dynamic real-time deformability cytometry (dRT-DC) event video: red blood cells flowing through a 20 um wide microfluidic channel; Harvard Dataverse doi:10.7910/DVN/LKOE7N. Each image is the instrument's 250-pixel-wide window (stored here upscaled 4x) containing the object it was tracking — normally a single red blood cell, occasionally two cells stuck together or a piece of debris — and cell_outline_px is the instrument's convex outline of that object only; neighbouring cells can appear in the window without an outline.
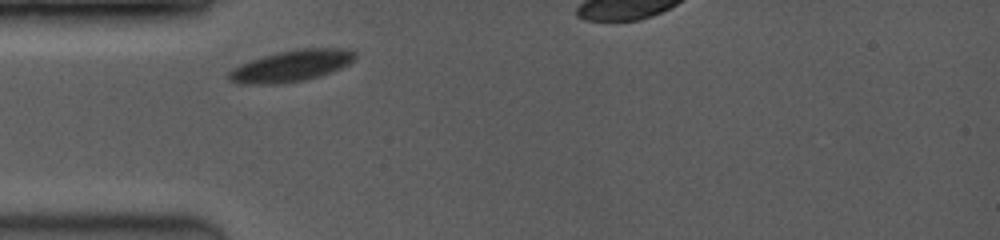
{"species": "common noctule bat (a hibernating species)", "species_latin": "Nyctalus noctula", "temperature_condition": "room temperature", "stored_images_in_passage": 4, "camera_frame_rate_fps": 3500, "um_per_image_px": 0.085, "animal": {"sex": "female", "body_mass_g": 19.0, "forearm_length_mm": 53.3}, "frame": {"image": 1, "passage_image": 1, "time_ms": 0.0, "image_size_px": [1000, 240], "cell_outline_px": [[356, 56], [348, 64], [340, 68], [320, 76], [304, 80], [276, 84], [240, 84], [228, 80], [228, 72], [232, 68], [240, 64], [276, 52], [300, 48], [348, 48], [356, 52]], "centroid_in_image_um": [24.75, 5.59], "position_along_channel_um": 60.3, "area_um2": 23.12}}
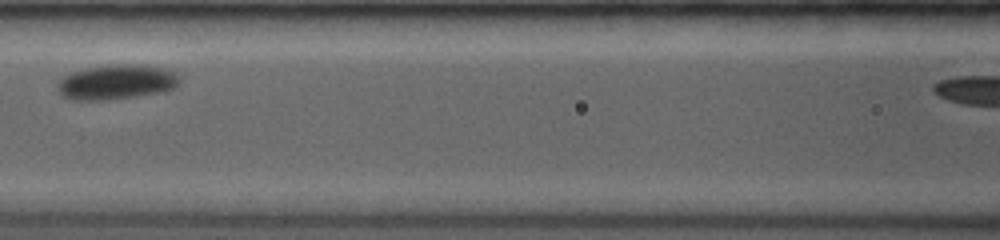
{"frame": {"image": 2, "passage_image": 3, "time_ms": 2.571, "image_size_px": [1000, 240], "cell_outline_px": [[180, 80], [172, 88], [160, 92], [112, 100], [76, 100], [64, 96], [60, 92], [56, 84], [64, 76], [72, 72], [88, 68], [116, 64], [144, 64], [164, 68], [180, 76]], "centroid_in_image_um": [9.9, 6.97], "position_along_channel_um": 156.7, "area_um2": 24.57}}
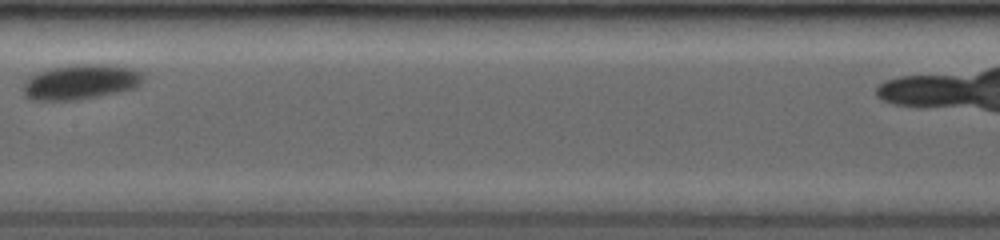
{"frame": {"image": 3, "passage_image": 4, "time_ms": 3.714, "image_size_px": [1000, 240], "cell_outline_px": [[144, 80], [136, 88], [120, 92], [100, 96], [76, 100], [32, 100], [24, 96], [20, 88], [32, 76], [40, 72], [52, 68], [68, 64], [112, 64], [132, 68], [144, 72]], "centroid_in_image_um": [6.91, 6.96], "position_along_channel_um": 200.5, "area_um2": 24.91}}